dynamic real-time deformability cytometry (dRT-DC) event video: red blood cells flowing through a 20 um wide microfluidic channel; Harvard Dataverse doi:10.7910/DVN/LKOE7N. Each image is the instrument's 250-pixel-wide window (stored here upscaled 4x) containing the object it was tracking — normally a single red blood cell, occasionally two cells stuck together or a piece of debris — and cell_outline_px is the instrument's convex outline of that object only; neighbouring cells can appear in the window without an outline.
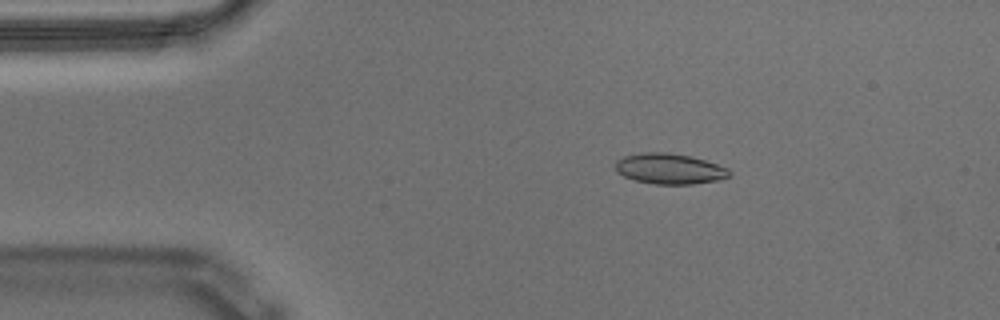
{"species": "Egyptian fruit bat (a non-hibernating species)", "species_latin": "Rousettus aegyptiacus", "temperature_condition": "warm", "stored_images_in_passage": 56, "camera_frame_rate_fps": 3000, "um_per_image_px": 0.085, "animal": {"sex": "male"}, "frame": {"image": 1, "passage_image": 10, "time_ms": 3.0, "image_size_px": [1000, 320], "cell_outline_px": [[732, 176], [716, 180], [692, 184], [656, 184], [636, 180], [624, 176], [616, 172], [616, 160], [624, 156], [640, 152], [664, 152], [688, 156], [704, 160], [728, 168], [732, 172]], "centroid_in_image_um": [56.9, 14.34], "position_along_channel_um": 28.1, "area_um2": 20.17}}
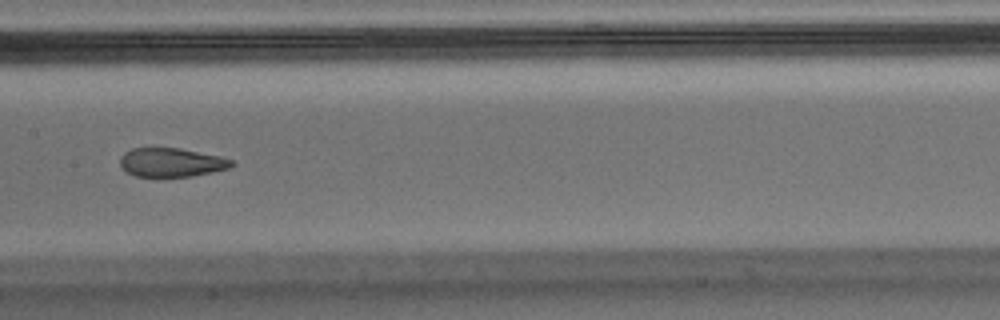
{"frame": {"image": 2, "passage_image": 28, "time_ms": 9.0, "image_size_px": [1000, 320], "cell_outline_px": [[236, 164], [228, 168], [212, 172], [192, 176], [136, 176], [128, 172], [120, 164], [120, 156], [124, 152], [132, 148], [180, 148], [220, 156], [232, 160]], "centroid_in_image_um": [14.58, 13.79], "position_along_channel_um": 192.8, "area_um2": 18.61}}
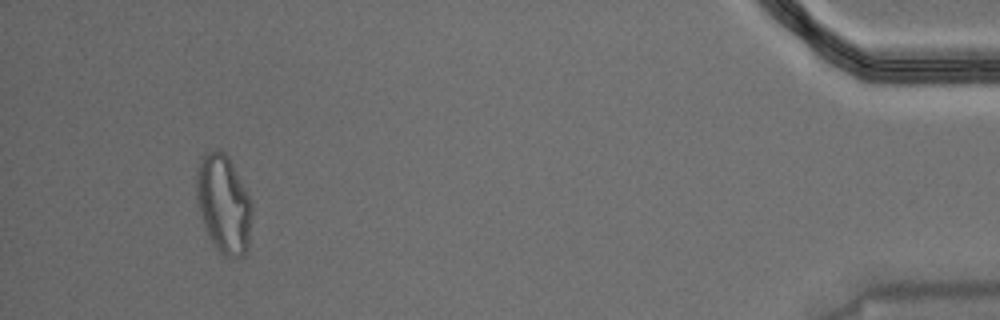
{"frame": {"image": 3, "passage_image": 53, "time_ms": 17.333, "image_size_px": [1000, 320], "cell_outline_px": [[252, 212], [248, 248], [244, 256], [232, 260], [224, 256], [216, 248], [204, 228], [196, 204], [196, 172], [200, 156], [204, 152], [212, 148], [220, 148], [228, 156], [252, 204]], "centroid_in_image_um": [18.97, 17.34], "position_along_channel_um": 416.2, "area_um2": 32.48}, "authors_computed_cell_mechanics": {"area_um2": 20.23, "velocity_mm_per_s": 3.5541, "shape_relaxation_time_tau1_ms": null, "shape_relaxation_time_tau2_ms": 1.194, "deformation_change_tau1": null, "deformation_change_tau2": 0.0666}}